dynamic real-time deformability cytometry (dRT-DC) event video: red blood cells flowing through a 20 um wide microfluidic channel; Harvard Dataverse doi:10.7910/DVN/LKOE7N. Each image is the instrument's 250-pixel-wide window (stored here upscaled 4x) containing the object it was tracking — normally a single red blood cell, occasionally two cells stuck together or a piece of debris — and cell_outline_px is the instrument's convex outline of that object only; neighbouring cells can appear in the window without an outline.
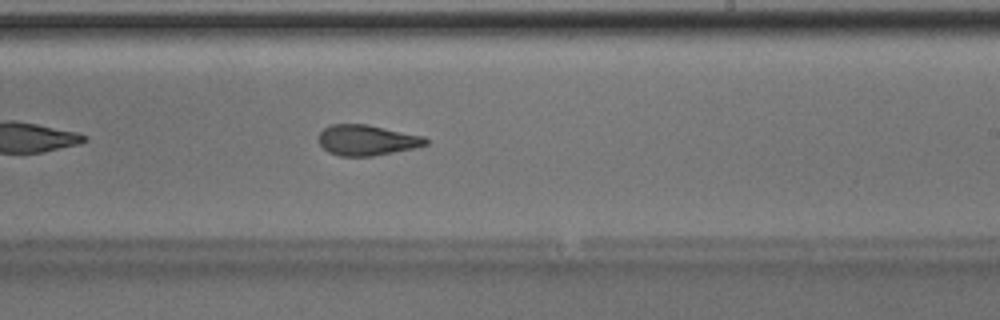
{"species": "Egyptian fruit bat (a non-hibernating species)", "species_latin": "Rousettus aegyptiacus", "temperature_condition": "room temperature", "stored_images_in_passage": 33, "camera_frame_rate_fps": 3000, "um_per_image_px": 0.085, "animal": {"sex": "male"}, "frame": {"image": 1, "passage_image": 15, "time_ms": 4.667, "image_size_px": [1000, 320], "cell_outline_px": [[428, 144], [412, 148], [372, 156], [340, 156], [328, 152], [316, 140], [316, 136], [324, 128], [332, 124], [368, 124], [424, 136], [428, 140]], "centroid_in_image_um": [31.14, 11.9], "position_along_channel_um": 257.9, "area_um2": 19.13}}